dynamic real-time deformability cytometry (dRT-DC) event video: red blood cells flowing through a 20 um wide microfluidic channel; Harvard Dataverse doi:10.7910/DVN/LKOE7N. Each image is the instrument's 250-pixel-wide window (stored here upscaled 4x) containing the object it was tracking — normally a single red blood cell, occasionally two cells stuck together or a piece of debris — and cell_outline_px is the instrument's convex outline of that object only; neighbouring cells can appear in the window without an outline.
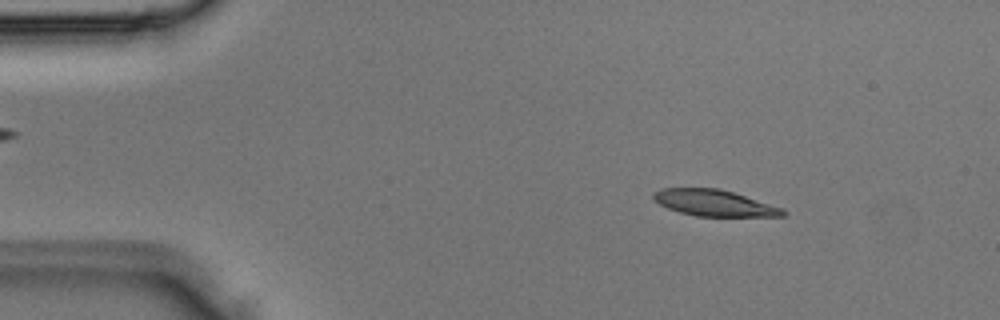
{"species": "Egyptian fruit bat (a non-hibernating species)", "species_latin": "Rousettus aegyptiacus", "temperature_condition": "room temperature", "stored_images_in_passage": 3, "camera_frame_rate_fps": 3000, "um_per_image_px": 0.085, "animal": {"sex": "male"}, "frame": {"image": 1, "passage_image": 1, "time_ms": 0.0, "image_size_px": [1000, 320], "cell_outline_px": [[788, 212], [784, 216], [696, 216], [680, 212], [668, 208], [660, 204], [652, 196], [652, 192], [660, 188], [720, 188], [784, 208]], "centroid_in_image_um": [60.72, 17.24], "position_along_channel_um": 24.3, "area_um2": 19.83}}